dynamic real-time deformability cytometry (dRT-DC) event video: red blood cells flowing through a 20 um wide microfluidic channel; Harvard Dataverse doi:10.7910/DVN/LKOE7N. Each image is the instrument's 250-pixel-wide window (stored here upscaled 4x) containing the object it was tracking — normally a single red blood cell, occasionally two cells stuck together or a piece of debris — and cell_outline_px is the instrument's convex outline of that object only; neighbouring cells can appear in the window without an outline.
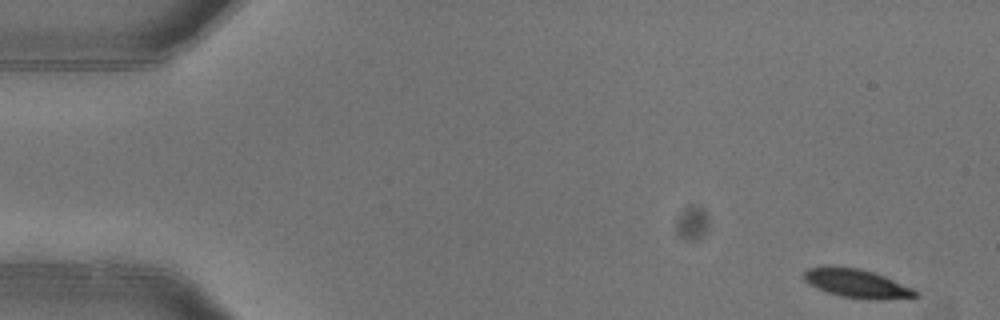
{"species": "common noctule bat (a hibernating species)", "species_latin": "Nyctalus noctula", "temperature_condition": "warm", "stored_images_in_passage": 4, "segment_of_instrument_passage": [1, 2], "camera_frame_rate_fps": 3000, "um_per_image_px": 0.085, "animal": {"sex": "female"}, "frame": {"image": 1, "passage_image": 1, "time_ms": 0.0, "image_size_px": [1000, 320], "cell_outline_px": [[920, 296], [916, 300], [868, 300], [840, 296], [816, 288], [808, 284], [804, 280], [804, 272], [808, 268], [860, 268], [884, 276], [912, 288], [920, 292]], "centroid_in_image_um": [72.99, 24.17], "position_along_channel_um": 12.0, "area_um2": 18.79}}